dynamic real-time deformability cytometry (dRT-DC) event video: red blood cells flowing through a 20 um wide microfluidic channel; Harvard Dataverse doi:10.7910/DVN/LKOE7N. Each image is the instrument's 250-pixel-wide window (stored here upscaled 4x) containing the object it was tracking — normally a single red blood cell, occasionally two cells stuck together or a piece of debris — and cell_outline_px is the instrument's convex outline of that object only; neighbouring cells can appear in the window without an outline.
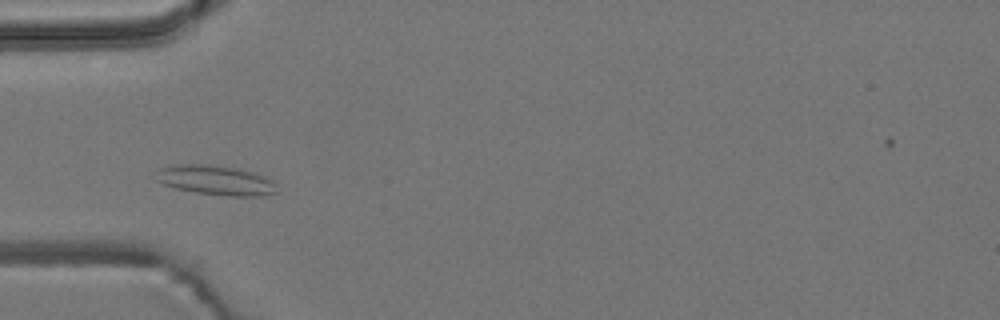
{"species": "common noctule bat (a hibernating species)", "species_latin": "Nyctalus noctula", "temperature_condition": "room temperature", "stored_images_in_passage": 48, "camera_frame_rate_fps": 3000, "um_per_image_px": 0.085, "animal": {"sex": "male", "body_mass_g": 19.2, "forearm_length_mm": 51.8}, "frame": {"image": 1, "passage_image": 11, "time_ms": 3.333, "image_size_px": [1000, 320], "cell_outline_px": [[280, 192], [260, 196], [232, 196], [196, 192], [176, 188], [164, 184], [156, 180], [160, 168], [168, 164], [208, 164], [236, 168], [252, 172], [264, 176], [272, 180], [276, 184]], "centroid_in_image_um": [18.38, 15.31], "position_along_channel_um": 66.6, "area_um2": 20.92}}
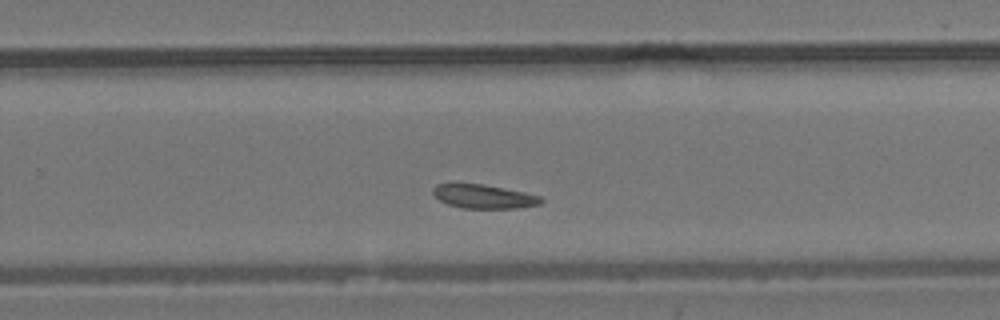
{"frame": {"image": 2, "passage_image": 29, "time_ms": 9.333, "image_size_px": [1000, 320], "cell_outline_px": [[544, 200], [540, 204], [516, 208], [464, 208], [448, 204], [440, 200], [432, 192], [432, 188], [436, 184], [484, 184], [524, 192], [540, 196]], "centroid_in_image_um": [41.13, 16.7], "position_along_channel_um": 288.7, "area_um2": 14.85}}
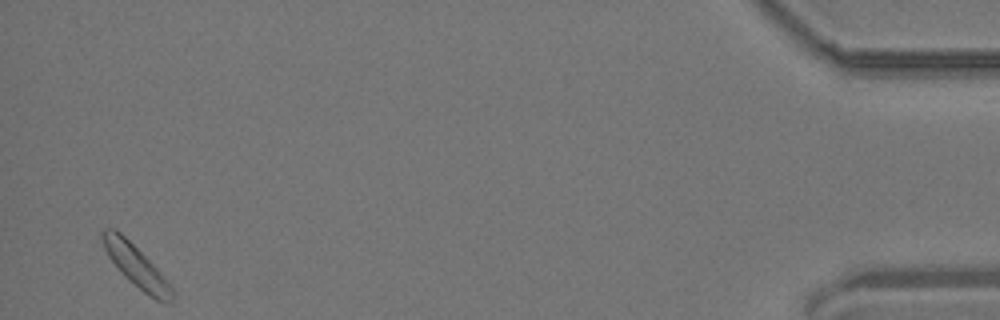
{"frame": {"image": 3, "passage_image": 47, "time_ms": 15.333, "image_size_px": [1000, 320], "cell_outline_px": [[172, 300], [168, 304], [164, 304], [148, 296], [128, 280], [120, 272], [108, 256], [104, 248], [100, 236], [100, 232], [104, 228], [116, 228], [160, 272], [172, 288]], "centroid_in_image_um": [11.52, 22.62], "position_along_channel_um": 423.7, "area_um2": 16.76}}